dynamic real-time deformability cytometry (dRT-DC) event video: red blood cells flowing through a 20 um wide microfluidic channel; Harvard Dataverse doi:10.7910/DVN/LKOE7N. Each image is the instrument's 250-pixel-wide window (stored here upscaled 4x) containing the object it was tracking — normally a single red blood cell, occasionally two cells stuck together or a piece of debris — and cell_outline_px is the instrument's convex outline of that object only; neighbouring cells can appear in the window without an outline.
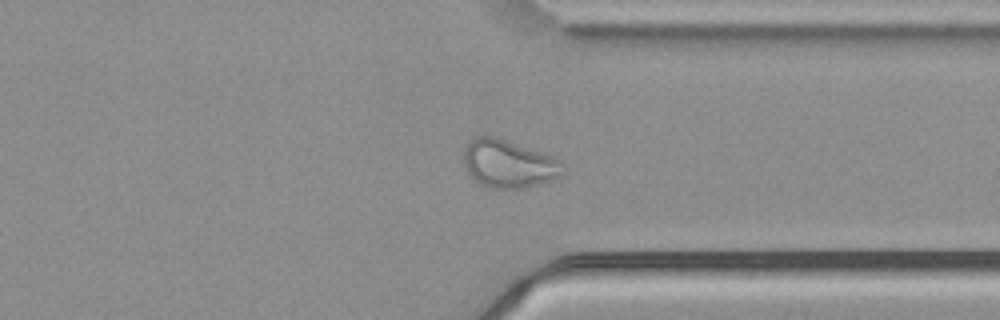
{"species": "common noctule bat (a hibernating species)", "species_latin": "Nyctalus noctula", "temperature_condition": "cold", "stored_images_in_passage": 45, "camera_frame_rate_fps": 3000, "um_per_image_px": 0.085, "animal": {"sex": "male", "body_mass_g": 21.5, "forearm_length_mm": 52.0}, "frame": {"image": 1, "passage_image": 32, "time_ms": 10.333, "image_size_px": [1000, 320], "cell_outline_px": [[564, 176], [540, 184], [524, 188], [488, 188], [480, 184], [468, 172], [464, 164], [464, 148], [476, 136], [496, 136], [552, 156], [560, 160], [564, 164]], "centroid_in_image_um": [43.27, 13.93], "position_along_channel_um": 368.1, "area_um2": 27.8}, "authors_computed_cell_mechanics": {"area_um2": 28.7844, "velocity_mm_per_s": 3.6996, "shape_relaxation_time_tau1_ms": null, "shape_relaxation_time_tau2_ms": 1.6177, "deformation_change_tau1": null, "deformation_change_tau2": 0.0604}}